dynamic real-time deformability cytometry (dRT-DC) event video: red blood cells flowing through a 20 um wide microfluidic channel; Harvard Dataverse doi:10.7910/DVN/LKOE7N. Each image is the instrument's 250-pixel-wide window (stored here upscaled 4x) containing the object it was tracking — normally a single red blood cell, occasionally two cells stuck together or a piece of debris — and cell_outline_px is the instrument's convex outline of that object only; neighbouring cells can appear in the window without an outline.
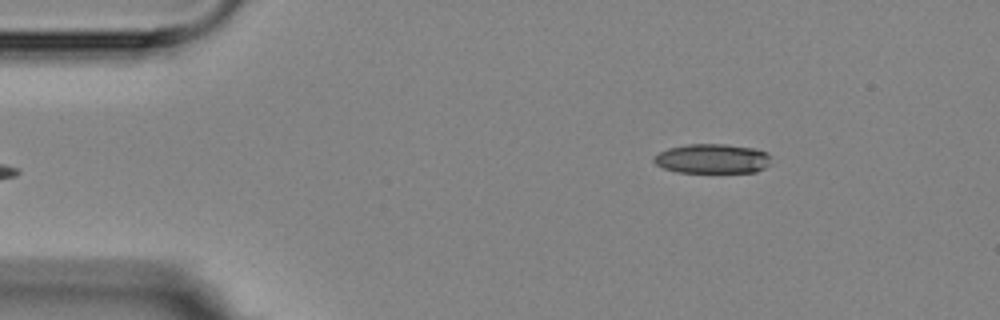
{"species": "Egyptian fruit bat (a non-hibernating species)", "species_latin": "Rousettus aegyptiacus", "temperature_condition": "room temperature", "stored_images_in_passage": 5, "camera_frame_rate_fps": 3000, "um_per_image_px": 0.085, "animal": {"sex": "female"}, "frame": {"image": 1, "passage_image": 5, "time_ms": 4.667, "image_size_px": [1000, 320], "cell_outline_px": [[772, 156], [768, 164], [764, 168], [756, 172], [676, 172], [664, 168], [656, 164], [652, 160], [660, 152], [668, 148], [688, 144], [724, 144], [752, 148], [764, 152]], "centroid_in_image_um": [60.54, 13.49], "position_along_channel_um": 24.5, "area_um2": 20.0}}